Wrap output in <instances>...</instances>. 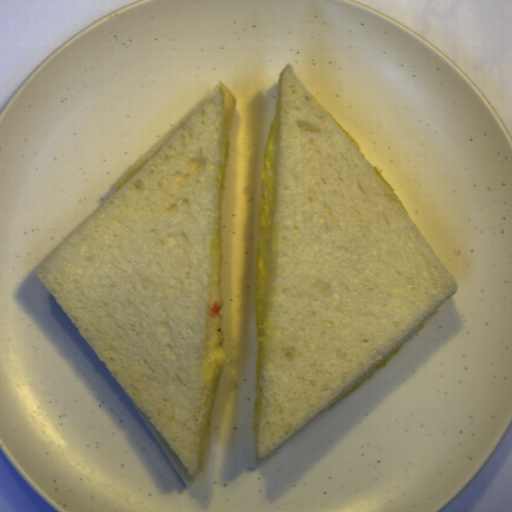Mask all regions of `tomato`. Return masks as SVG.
I'll return each mask as SVG.
<instances>
[{
    "mask_svg": "<svg viewBox=\"0 0 512 512\" xmlns=\"http://www.w3.org/2000/svg\"><path fill=\"white\" fill-rule=\"evenodd\" d=\"M220 311H221V306L219 304H215L214 306H212L210 313H211V315L217 316L220 313Z\"/></svg>",
    "mask_w": 512,
    "mask_h": 512,
    "instance_id": "tomato-1",
    "label": "tomato"
}]
</instances>
